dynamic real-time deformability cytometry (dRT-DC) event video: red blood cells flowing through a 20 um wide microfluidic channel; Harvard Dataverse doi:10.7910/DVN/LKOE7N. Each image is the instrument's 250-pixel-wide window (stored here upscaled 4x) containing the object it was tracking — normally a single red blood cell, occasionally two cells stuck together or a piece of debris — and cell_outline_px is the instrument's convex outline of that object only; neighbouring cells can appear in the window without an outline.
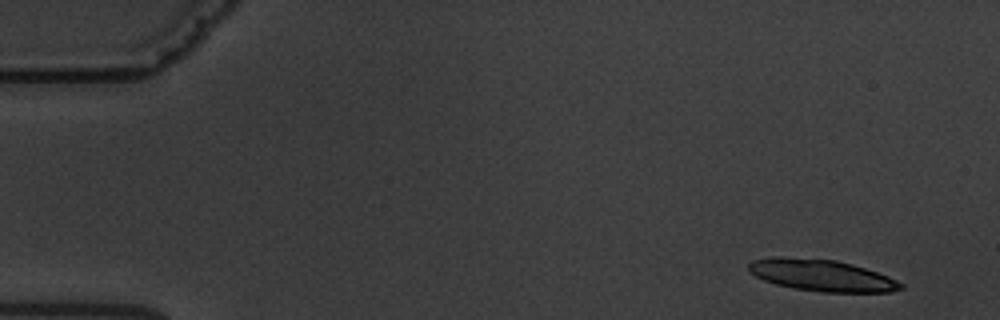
{"species": "common noctule bat (a hibernating species)", "species_latin": "Nyctalus noctula", "temperature_condition": "warm", "stored_images_in_passage": 7, "camera_frame_rate_fps": 3000, "um_per_image_px": 0.085, "animal": {"sex": "male", "body_mass_g": 19.5, "forearm_length_mm": 54.6}, "frame": {"image": 1, "passage_image": 1, "time_ms": 0.0, "image_size_px": [1000, 320], "cell_outline_px": [[904, 288], [888, 292], [820, 292], [796, 288], [776, 284], [764, 280], [756, 276], [748, 268], [748, 264], [752, 260], [780, 256], [836, 260], [852, 264], [888, 276], [904, 284]], "centroid_in_image_um": [69.85, 23.4], "position_along_channel_um": 15.1, "area_um2": 27.8}}
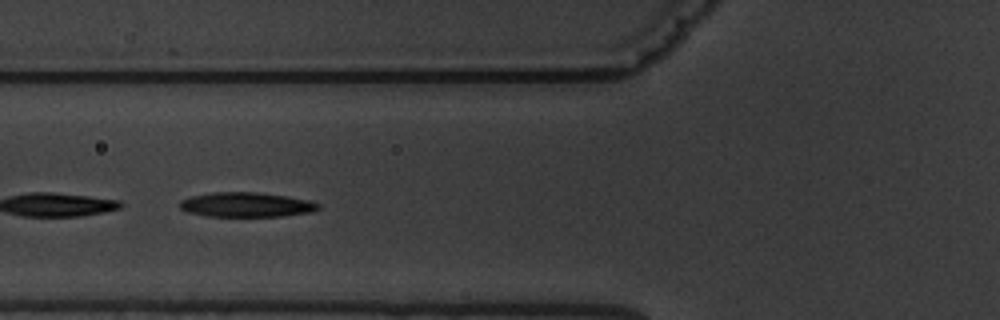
{"frame": {"image": 2, "passage_image": 6, "time_ms": 6.0, "image_size_px": [1000, 320], "cell_outline_px": [[320, 208], [312, 212], [284, 216], [208, 216], [188, 212], [180, 208], [176, 204], [180, 200], [192, 196], [212, 192], [256, 192], [288, 196], [308, 200], [320, 204]], "centroid_in_image_um": [20.93, 17.39], "position_along_channel_um": 104.9, "area_um2": 20.0}}